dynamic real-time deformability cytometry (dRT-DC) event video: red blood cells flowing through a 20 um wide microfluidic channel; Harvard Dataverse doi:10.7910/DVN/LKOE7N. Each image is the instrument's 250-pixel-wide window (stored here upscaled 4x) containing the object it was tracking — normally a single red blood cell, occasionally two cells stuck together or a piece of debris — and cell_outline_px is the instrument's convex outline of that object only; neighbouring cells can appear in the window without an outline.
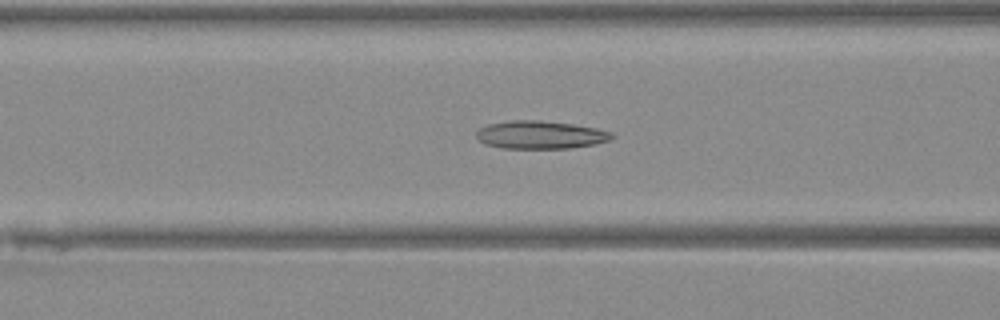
{"species": "Egyptian fruit bat (a non-hibernating species)", "species_latin": "Rousettus aegyptiacus", "temperature_condition": "warm", "stored_images_in_passage": 47, "camera_frame_rate_fps": 3000, "um_per_image_px": 0.085, "animal": {"sex": "female"}, "frame": {"image": 1, "passage_image": 19, "time_ms": 6.0, "image_size_px": [1000, 320], "cell_outline_px": [[616, 136], [608, 140], [596, 144], [572, 148], [500, 148], [484, 144], [476, 136], [476, 132], [480, 128], [488, 124], [512, 120], [540, 120], [572, 124], [596, 128], [612, 132]], "centroid_in_image_um": [45.94, 11.46], "position_along_channel_um": 120.7, "area_um2": 22.14}}
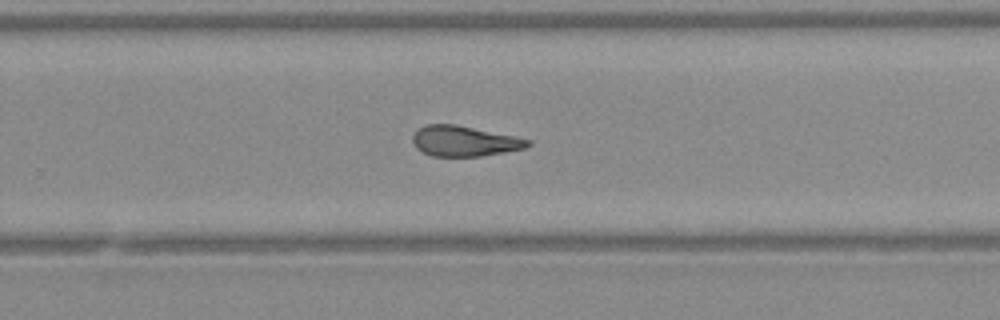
{"frame": {"image": 2, "passage_image": 31, "time_ms": 10.0, "image_size_px": [1000, 320], "cell_outline_px": [[532, 144], [524, 148], [504, 152], [480, 156], [432, 156], [416, 148], [412, 140], [412, 136], [420, 128], [428, 124], [456, 124], [532, 140]], "centroid_in_image_um": [39.47, 11.99], "position_along_channel_um": 290.3, "area_um2": 20.17}}
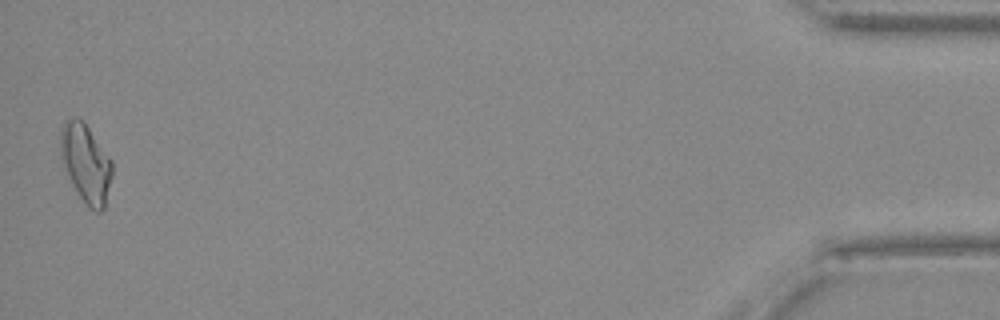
{"frame": {"image": 3, "passage_image": 47, "time_ms": 15.333, "image_size_px": [1000, 320], "cell_outline_px": [[112, 176], [104, 208], [100, 212], [96, 212], [88, 208], [84, 204], [72, 184], [68, 176], [60, 156], [60, 132], [64, 124], [68, 120], [80, 120], [88, 128], [112, 160]], "centroid_in_image_um": [7.3, 13.96], "position_along_channel_um": 427.9, "area_um2": 23.24}}